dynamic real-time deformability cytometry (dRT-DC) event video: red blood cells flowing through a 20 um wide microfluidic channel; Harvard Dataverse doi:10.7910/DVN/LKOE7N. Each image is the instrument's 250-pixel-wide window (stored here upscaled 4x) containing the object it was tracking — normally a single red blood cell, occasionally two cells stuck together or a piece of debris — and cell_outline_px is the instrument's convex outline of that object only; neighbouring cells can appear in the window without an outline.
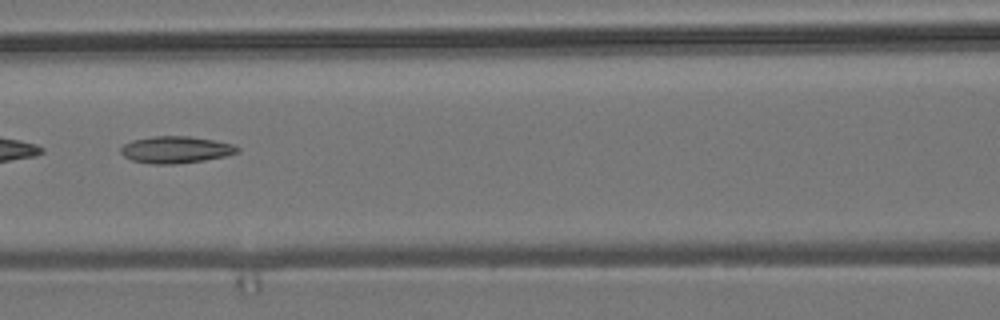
{"species": "common noctule bat (a hibernating species)", "species_latin": "Nyctalus noctula", "temperature_condition": "room temperature", "stored_images_in_passage": 10, "camera_frame_rate_fps": 3000, "um_per_image_px": 0.085, "animal": {"sex": "male", "body_mass_g": 19.2, "forearm_length_mm": 51.8}, "frame": {"image": 1, "passage_image": 7, "time_ms": 7.0, "image_size_px": [1000, 320], "cell_outline_px": [[240, 152], [228, 156], [204, 160], [176, 164], [152, 164], [132, 160], [124, 156], [120, 152], [120, 148], [124, 144], [132, 140], [152, 136], [188, 136], [212, 140], [232, 144], [240, 148]], "centroid_in_image_um": [14.95, 12.73], "position_along_channel_um": 151.7, "area_um2": 18.32}}
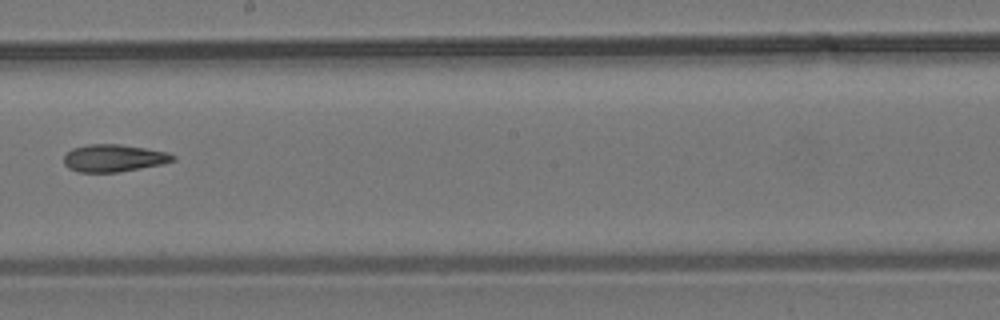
{"frame": {"image": 2, "passage_image": 9, "time_ms": 9.333, "image_size_px": [1000, 320], "cell_outline_px": [[176, 160], [164, 164], [120, 172], [76, 172], [68, 168], [64, 164], [64, 156], [72, 148], [88, 144], [120, 144], [168, 152], [176, 156]], "centroid_in_image_um": [9.69, 13.44], "position_along_channel_um": 238.5, "area_um2": 17.57}}
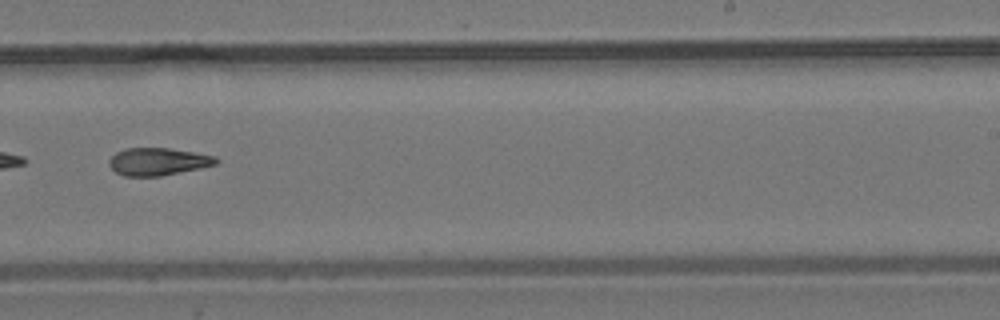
{"frame": {"image": 3, "passage_image": 10, "time_ms": 10.333, "image_size_px": [1000, 320], "cell_outline_px": [[220, 160], [216, 164], [200, 168], [160, 176], [124, 176], [116, 172], [108, 164], [108, 160], [116, 152], [124, 148], [168, 148], [216, 156]], "centroid_in_image_um": [13.41, 13.73], "position_along_channel_um": 275.6, "area_um2": 17.11}}